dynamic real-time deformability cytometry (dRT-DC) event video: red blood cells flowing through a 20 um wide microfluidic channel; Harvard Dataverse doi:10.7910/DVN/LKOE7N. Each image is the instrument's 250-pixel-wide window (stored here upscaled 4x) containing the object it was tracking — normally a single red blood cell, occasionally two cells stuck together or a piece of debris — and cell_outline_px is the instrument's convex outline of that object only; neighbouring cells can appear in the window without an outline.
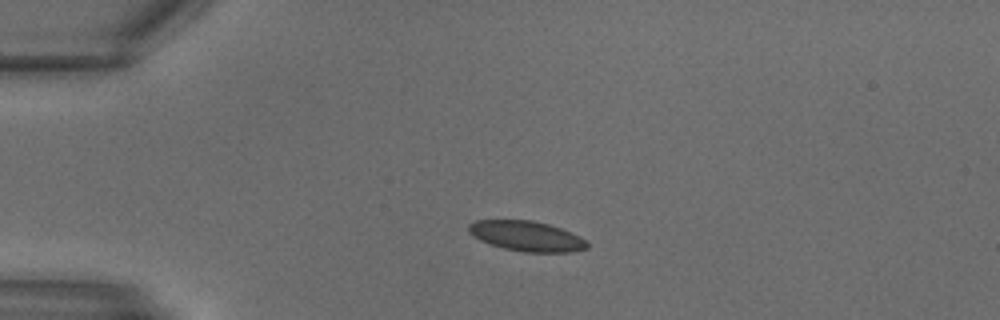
{"species": "common noctule bat (a hibernating species)", "species_latin": "Nyctalus noctula", "temperature_condition": "warm", "stored_images_in_passage": 10, "camera_frame_rate_fps": 3000, "um_per_image_px": 0.085, "animal": {"sex": "male", "body_mass_g": 18.8}, "frame": {"image": 1, "passage_image": 6, "time_ms": 1.667, "image_size_px": [1000, 320], "cell_outline_px": [[588, 248], [572, 252], [524, 252], [504, 248], [488, 244], [472, 236], [468, 232], [468, 224], [476, 220], [532, 220], [548, 224], [560, 228], [580, 236], [588, 244]], "centroid_in_image_um": [44.73, 20.07], "position_along_channel_um": 40.3, "area_um2": 20.87}}
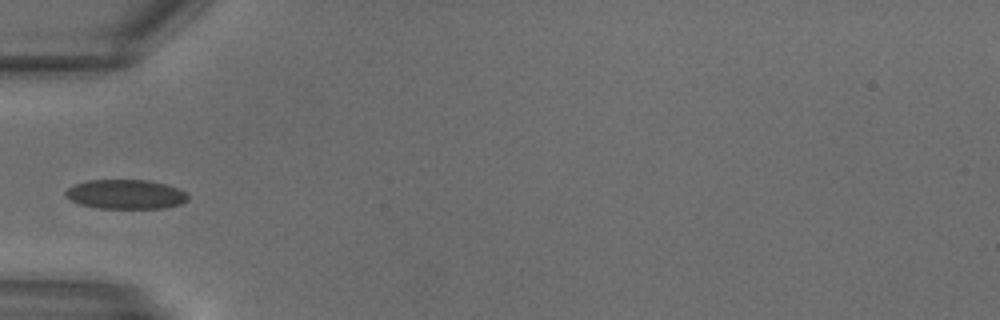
{"frame": {"image": 2, "passage_image": 9, "time_ms": 2.667, "image_size_px": [1000, 320], "cell_outline_px": [[188, 200], [180, 204], [164, 208], [96, 208], [80, 204], [64, 196], [64, 192], [72, 184], [88, 180], [148, 180], [164, 184], [176, 188], [184, 192], [188, 196]], "centroid_in_image_um": [10.63, 16.51], "position_along_channel_um": 74.4, "area_um2": 20.92}}